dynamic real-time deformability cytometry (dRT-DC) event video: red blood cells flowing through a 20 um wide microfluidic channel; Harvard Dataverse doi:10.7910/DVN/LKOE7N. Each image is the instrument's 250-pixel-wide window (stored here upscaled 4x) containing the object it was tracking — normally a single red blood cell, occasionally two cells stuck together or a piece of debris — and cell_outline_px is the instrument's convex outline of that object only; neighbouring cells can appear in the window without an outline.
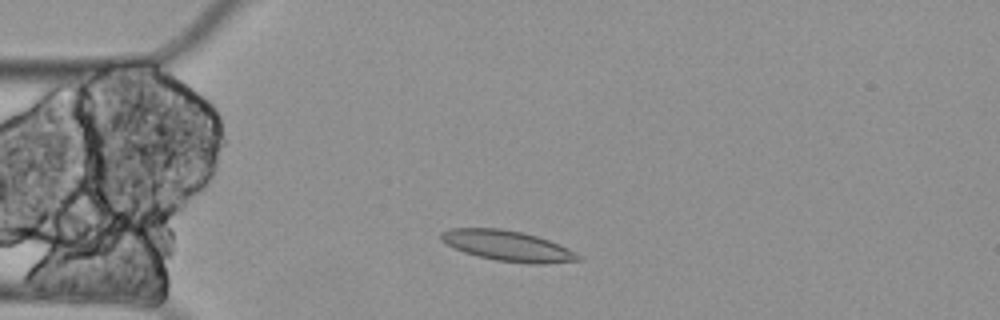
{"species": "Egyptian fruit bat (a non-hibernating species)", "species_latin": "Rousettus aegyptiacus", "temperature_condition": "cold", "stored_images_in_passage": 3, "camera_frame_rate_fps": 3000, "um_per_image_px": 0.085, "animal": {"sex": "female"}, "frame": {"image": 1, "passage_image": 2, "time_ms": 0.333, "image_size_px": [1000, 320], "cell_outline_px": [[580, 260], [544, 264], [528, 264], [496, 260], [476, 256], [464, 252], [440, 240], [440, 232], [448, 228], [500, 228], [520, 232], [536, 236], [548, 240], [568, 248], [576, 252], [580, 256]], "centroid_in_image_um": [43.13, 20.9], "position_along_channel_um": 41.9, "area_um2": 24.28}}